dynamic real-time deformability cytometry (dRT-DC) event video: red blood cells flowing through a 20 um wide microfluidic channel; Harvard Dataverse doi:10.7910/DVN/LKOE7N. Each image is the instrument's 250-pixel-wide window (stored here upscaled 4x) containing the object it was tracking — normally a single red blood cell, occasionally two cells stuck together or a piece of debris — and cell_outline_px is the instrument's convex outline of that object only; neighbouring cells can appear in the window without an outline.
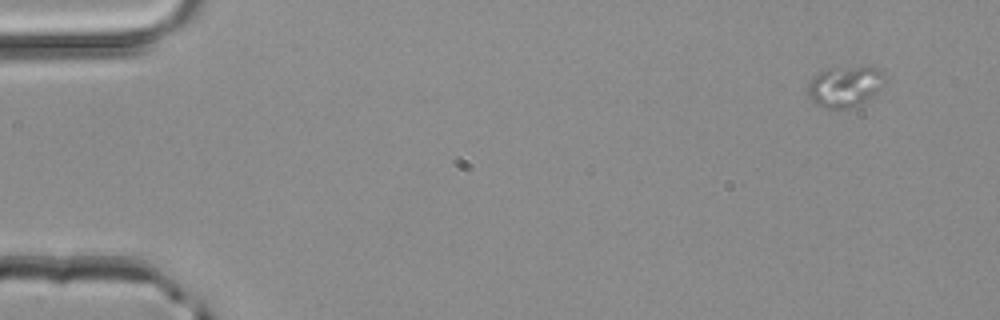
{"species": "common noctule bat (a hibernating species)", "species_latin": "Nyctalus noctula", "temperature_condition": "room temperature", "stored_images_in_passage": 3, "camera_frame_rate_fps": 3000, "um_per_image_px": 0.085, "animal": {"sex": "male", "body_mass_g": 20.4}, "frame": {"image": 1, "passage_image": 3, "time_ms": 0.667, "image_size_px": [1000, 320], "cell_outline_px": [[888, 80], [876, 92], [848, 112], [820, 108], [812, 100], [808, 92], [808, 84], [820, 72], [828, 68], [864, 64], [876, 68]], "centroid_in_image_um": [71.83, 7.36], "position_along_channel_um": 13.2, "area_um2": 19.02}}